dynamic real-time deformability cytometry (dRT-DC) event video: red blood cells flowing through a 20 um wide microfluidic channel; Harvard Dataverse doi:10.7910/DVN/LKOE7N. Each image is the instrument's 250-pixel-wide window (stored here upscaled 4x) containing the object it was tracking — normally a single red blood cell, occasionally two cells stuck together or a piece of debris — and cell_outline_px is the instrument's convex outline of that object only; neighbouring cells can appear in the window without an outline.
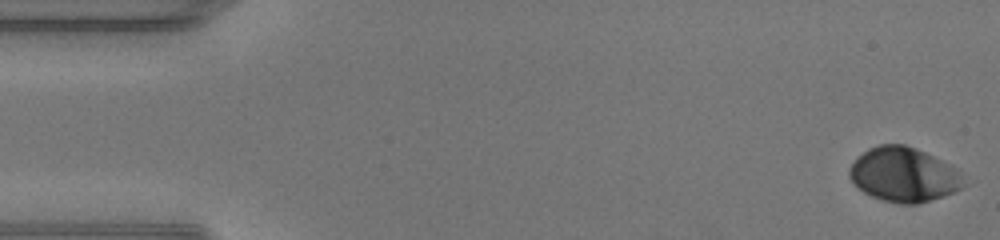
{"species": "human", "species_latin": "Homo sapiens", "temperature_condition": "warm", "stored_images_in_passage": 48, "camera_frame_rate_fps": 3000, "um_per_image_px": 0.085, "donor": {"sex": "male"}, "frame": {"image": 1, "passage_image": 1, "time_ms": 0.0, "image_size_px": [1000, 240], "cell_outline_px": [[960, 188], [952, 192], [916, 204], [900, 204], [884, 200], [872, 196], [864, 192], [848, 176], [848, 168], [868, 148], [880, 144], [904, 144], [916, 148], [952, 164], [956, 168], [960, 176]], "centroid_in_image_um": [76.78, 14.82], "position_along_channel_um": 8.2, "area_um2": 35.6}}
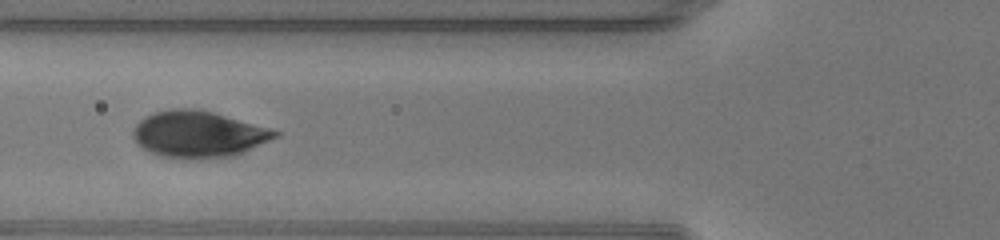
{"frame": {"image": 2, "passage_image": 18, "time_ms": 5.667, "image_size_px": [1000, 240], "cell_outline_px": [[280, 136], [236, 156], [200, 160], [196, 160], [164, 156], [148, 152], [136, 144], [132, 136], [132, 132], [136, 124], [144, 116], [152, 112], [172, 108], [192, 108], [212, 112], [268, 128], [280, 132]], "centroid_in_image_um": [16.84, 11.43], "position_along_channel_um": 109.0, "area_um2": 38.9}}
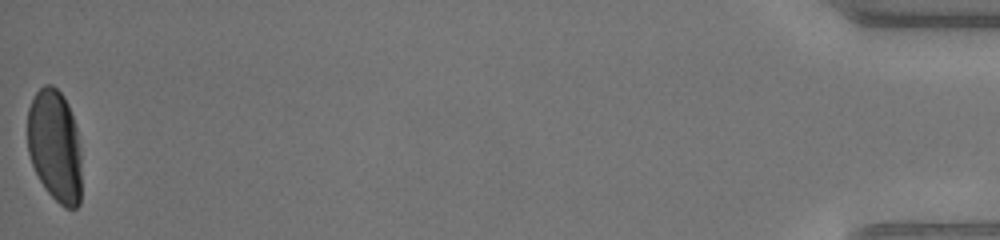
{"frame": {"image": 3, "passage_image": 48, "time_ms": 15.667, "image_size_px": [1000, 240], "cell_outline_px": [[80, 204], [76, 208], [64, 208], [44, 188], [32, 164], [28, 152], [28, 108], [36, 92], [44, 84], [52, 84], [64, 96], [68, 104], [76, 128], [80, 152]], "centroid_in_image_um": [4.66, 12.4], "position_along_channel_um": 430.5, "area_um2": 35.26}, "authors_computed_cell_mechanics": {"area_um2": 37.3099, "velocity_mm_per_s": 4.2916, "shape_relaxation_time_tau1_ms": 2.2383, "shape_relaxation_time_tau2_ms": null, "deformation_change_tau1": 0.1478, "deformation_change_tau2": null}}